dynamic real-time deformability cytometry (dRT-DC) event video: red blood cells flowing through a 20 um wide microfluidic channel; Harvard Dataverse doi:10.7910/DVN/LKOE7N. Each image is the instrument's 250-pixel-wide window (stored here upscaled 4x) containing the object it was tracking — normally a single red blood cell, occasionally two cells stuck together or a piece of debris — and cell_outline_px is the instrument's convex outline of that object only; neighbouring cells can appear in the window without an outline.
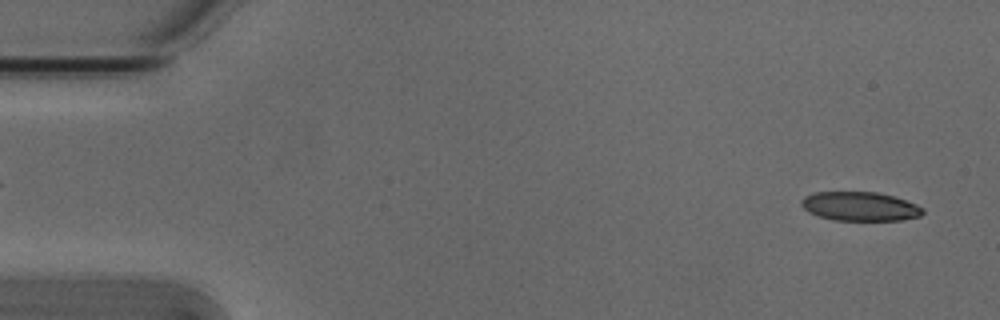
{"species": "Egyptian fruit bat (a non-hibernating species)", "species_latin": "Rousettus aegyptiacus", "temperature_condition": "cold", "stored_images_in_passage": 4, "segment_of_instrument_passage": [2, 2], "camera_frame_rate_fps": 3000, "um_per_image_px": 0.085, "animal": {"sex": "male"}, "frame": {"image": 1, "passage_image": 4, "time_ms": 1.0, "image_size_px": [1000, 320], "cell_outline_px": [[924, 212], [920, 216], [900, 220], [832, 220], [808, 212], [800, 204], [800, 200], [804, 196], [816, 192], [876, 192], [892, 196], [916, 204], [924, 208]], "centroid_in_image_um": [73.08, 17.54], "position_along_channel_um": 11.9, "area_um2": 20.46}}